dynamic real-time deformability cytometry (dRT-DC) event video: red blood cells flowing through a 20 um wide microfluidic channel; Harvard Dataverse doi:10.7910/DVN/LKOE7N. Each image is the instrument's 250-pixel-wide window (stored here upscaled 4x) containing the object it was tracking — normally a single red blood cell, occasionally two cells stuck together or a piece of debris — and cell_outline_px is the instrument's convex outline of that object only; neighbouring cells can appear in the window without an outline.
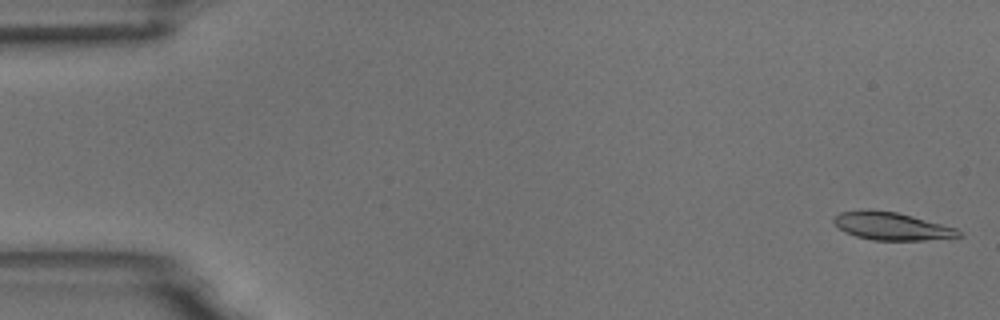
{"species": "common noctule bat (a hibernating species)", "species_latin": "Nyctalus noctula", "temperature_condition": "room temperature", "stored_images_in_passage": 55, "camera_frame_rate_fps": 3000, "um_per_image_px": 0.085, "animal": {"sex": "male", "body_mass_g": 18.8}, "frame": {"image": 1, "passage_image": 2, "time_ms": 0.333, "image_size_px": [1000, 320], "cell_outline_px": [[964, 236], [924, 240], [872, 240], [856, 236], [844, 232], [832, 220], [840, 212], [868, 208], [896, 212], [912, 216], [956, 228]], "centroid_in_image_um": [75.76, 19.21], "position_along_channel_um": 9.2, "area_um2": 20.17}}
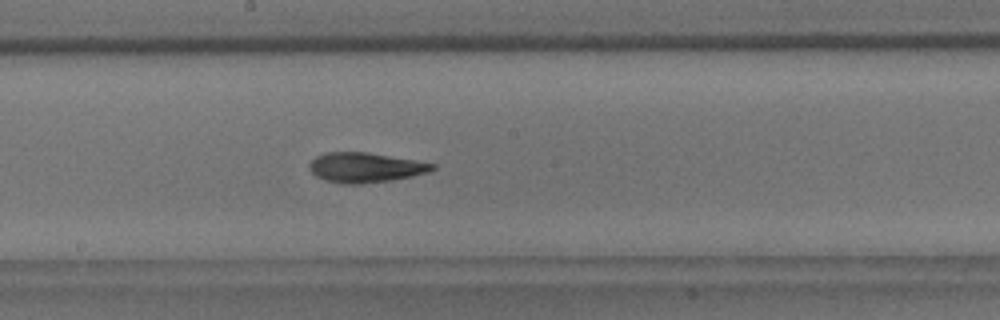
{"frame": {"image": 2, "passage_image": 30, "time_ms": 9.667, "image_size_px": [1000, 320], "cell_outline_px": [[436, 168], [428, 172], [412, 176], [392, 180], [360, 184], [344, 184], [324, 180], [316, 176], [308, 168], [308, 164], [316, 156], [324, 152], [364, 152], [436, 164]], "centroid_in_image_um": [31.0, 14.24], "position_along_channel_um": 217.2, "area_um2": 21.27}}
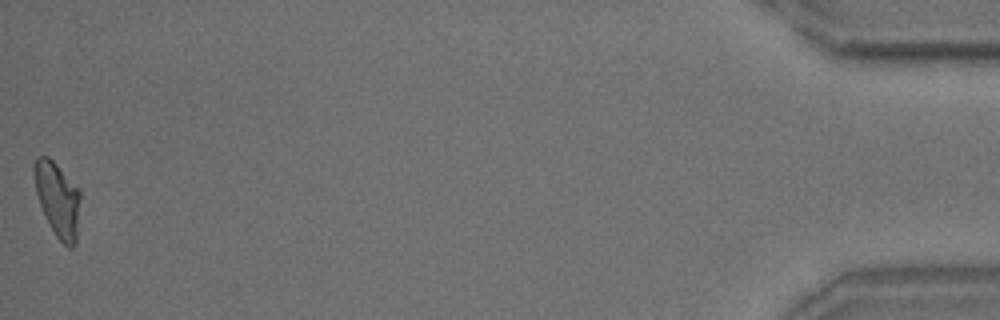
{"frame": {"image": 3, "passage_image": 55, "time_ms": 18.0, "image_size_px": [1000, 320], "cell_outline_px": [[80, 200], [76, 244], [72, 248], [68, 248], [56, 236], [40, 204], [36, 192], [32, 172], [32, 168], [36, 156], [48, 156], [80, 188]], "centroid_in_image_um": [4.9, 16.91], "position_along_channel_um": 430.3, "area_um2": 20.11}, "authors_computed_cell_mechanics": {"area_um2": 20.9814, "velocity_mm_per_s": 3.7083, "shape_relaxation_time_tau1_ms": 4.7632, "shape_relaxation_time_tau2_ms": 2.1083, "deformation_change_tau1": 0.1811, "deformation_change_tau2": 0.0931}}